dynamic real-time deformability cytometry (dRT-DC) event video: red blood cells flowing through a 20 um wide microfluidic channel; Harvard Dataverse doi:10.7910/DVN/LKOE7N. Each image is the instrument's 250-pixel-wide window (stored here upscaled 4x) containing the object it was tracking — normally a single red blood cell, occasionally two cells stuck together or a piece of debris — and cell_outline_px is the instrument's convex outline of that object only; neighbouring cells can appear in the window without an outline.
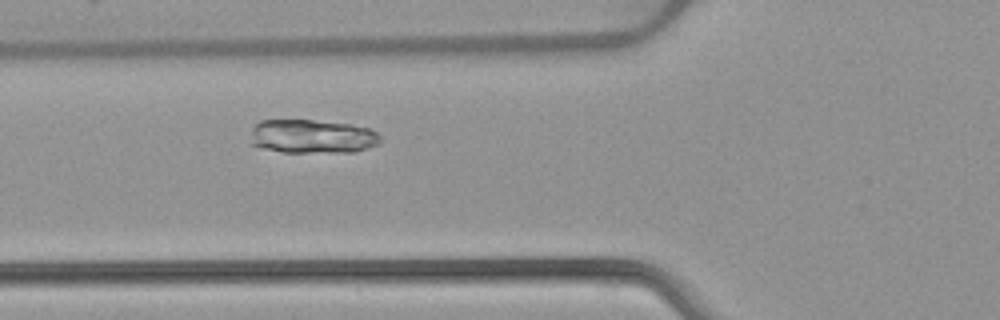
{"species": "common noctule bat (a hibernating species)", "species_latin": "Nyctalus noctula", "temperature_condition": "warm", "stored_images_in_passage": 41, "camera_frame_rate_fps": 3000, "um_per_image_px": 0.085, "animal": {"sex": "female", "body_mass_g": 22.7, "forearm_length_mm": 54.2}, "frame": {"image": 1, "passage_image": 8, "time_ms": 2.333, "image_size_px": [1000, 320], "cell_outline_px": [[380, 140], [376, 144], [352, 152], [284, 152], [264, 148], [252, 144], [252, 128], [260, 120], [312, 120], [348, 124], [368, 128], [376, 132], [380, 136]], "centroid_in_image_um": [26.52, 11.59], "position_along_channel_um": 99.3, "area_um2": 25.2}}
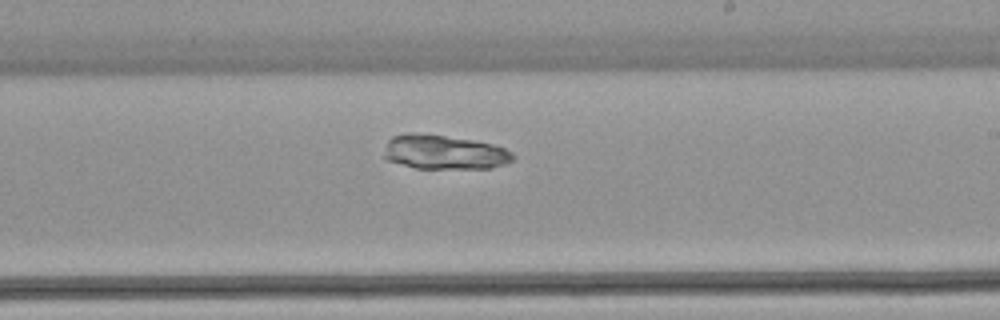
{"frame": {"image": 2, "passage_image": 20, "time_ms": 6.333, "image_size_px": [1000, 320], "cell_outline_px": [[516, 156], [512, 160], [504, 164], [492, 168], [416, 168], [388, 160], [384, 156], [388, 140], [392, 136], [408, 132], [412, 132], [444, 136], [468, 140], [488, 144], [504, 148], [512, 152]], "centroid_in_image_um": [37.74, 12.94], "position_along_channel_um": 251.3, "area_um2": 25.32}}
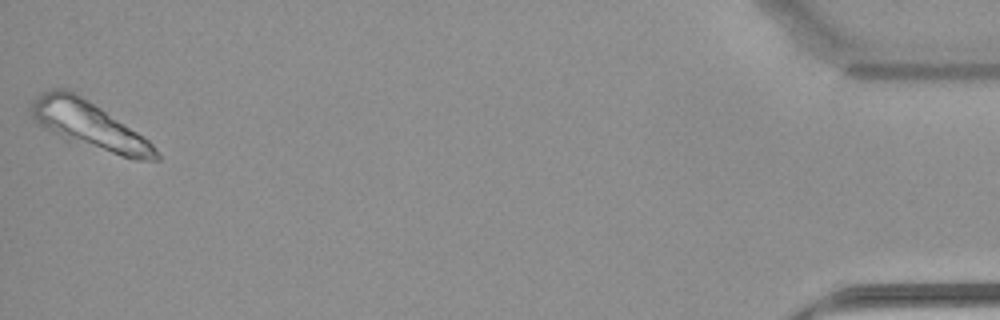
{"frame": {"image": 3, "passage_image": 41, "time_ms": 13.333, "image_size_px": [1000, 320], "cell_outline_px": [[160, 160], [136, 160], [64, 140], [32, 120], [28, 112], [28, 108], [32, 100], [40, 92], [48, 88], [72, 88], [148, 140], [156, 148], [160, 156]], "centroid_in_image_um": [7.48, 10.59], "position_along_channel_um": 427.7, "area_um2": 34.85}}